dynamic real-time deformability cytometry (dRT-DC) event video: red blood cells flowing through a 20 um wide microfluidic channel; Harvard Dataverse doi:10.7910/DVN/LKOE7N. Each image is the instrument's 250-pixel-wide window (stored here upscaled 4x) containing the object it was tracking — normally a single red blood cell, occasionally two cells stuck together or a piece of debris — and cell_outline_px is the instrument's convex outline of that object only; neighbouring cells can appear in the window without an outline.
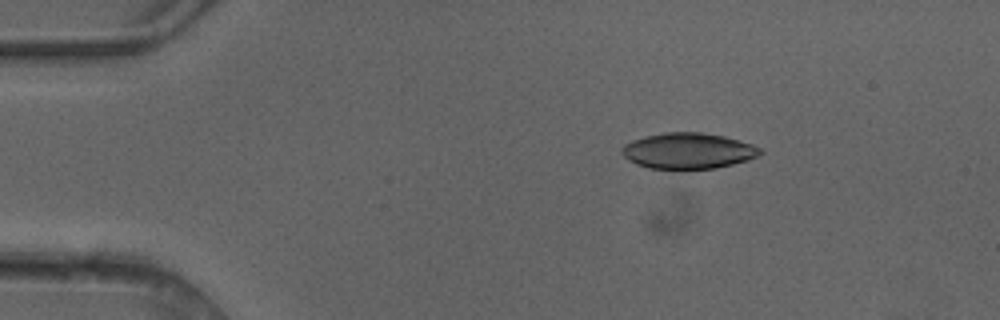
{"species": "common noctule bat (a hibernating species)", "species_latin": "Nyctalus noctula", "temperature_condition": "cold", "stored_images_in_passage": 4, "camera_frame_rate_fps": 3000, "um_per_image_px": 0.085, "animal": {"sex": "female"}, "frame": {"image": 1, "passage_image": 2, "time_ms": 0.333, "image_size_px": [1000, 320], "cell_outline_px": [[764, 152], [748, 160], [716, 168], [648, 168], [636, 164], [628, 160], [620, 152], [620, 148], [624, 144], [632, 140], [644, 136], [664, 132], [700, 132], [724, 136], [752, 144], [760, 148]], "centroid_in_image_um": [58.46, 12.81], "position_along_channel_um": 26.5, "area_um2": 28.84}}
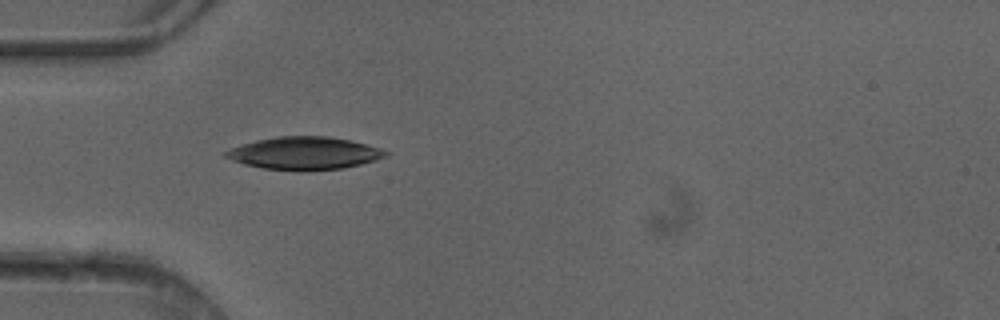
{"frame": {"image": 2, "passage_image": 4, "time_ms": 1.0, "image_size_px": [1000, 320], "cell_outline_px": [[392, 152], [388, 156], [376, 160], [344, 168], [264, 168], [244, 164], [232, 160], [224, 156], [224, 152], [240, 144], [256, 140], [276, 136], [328, 136], [368, 144]], "centroid_in_image_um": [25.91, 12.98], "position_along_channel_um": 59.1, "area_um2": 29.65}}